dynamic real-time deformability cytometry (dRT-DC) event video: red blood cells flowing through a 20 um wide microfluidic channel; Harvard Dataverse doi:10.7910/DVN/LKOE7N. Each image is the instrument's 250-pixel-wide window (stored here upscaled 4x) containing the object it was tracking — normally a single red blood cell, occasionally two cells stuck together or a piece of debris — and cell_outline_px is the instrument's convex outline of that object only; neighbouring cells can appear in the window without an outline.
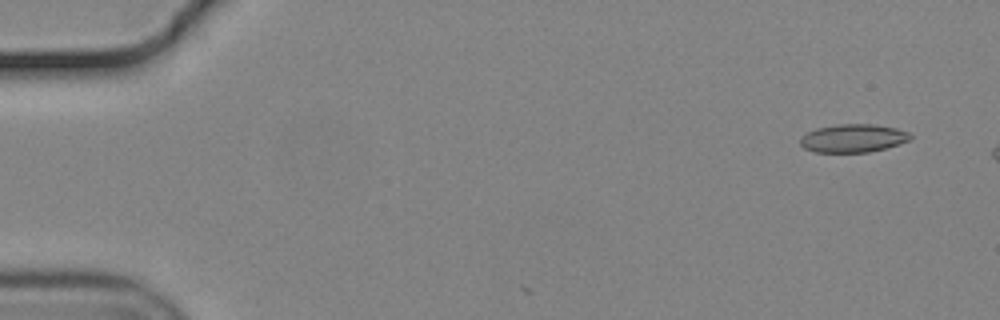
{"species": "common noctule bat (a hibernating species)", "species_latin": "Nyctalus noctula", "temperature_condition": "cold", "stored_images_in_passage": 4, "camera_frame_rate_fps": 3000, "um_per_image_px": 0.085, "animal": {"sex": "male", "body_mass_g": 19.2, "forearm_length_mm": 51.8}, "frame": {"image": 1, "passage_image": 4, "time_ms": 1.0, "image_size_px": [1000, 320], "cell_outline_px": [[912, 136], [908, 140], [900, 144], [868, 152], [816, 152], [804, 148], [800, 144], [800, 140], [808, 132], [816, 128], [836, 124], [876, 124], [896, 128], [908, 132]], "centroid_in_image_um": [72.52, 11.74], "position_along_channel_um": 12.5, "area_um2": 17.98}}